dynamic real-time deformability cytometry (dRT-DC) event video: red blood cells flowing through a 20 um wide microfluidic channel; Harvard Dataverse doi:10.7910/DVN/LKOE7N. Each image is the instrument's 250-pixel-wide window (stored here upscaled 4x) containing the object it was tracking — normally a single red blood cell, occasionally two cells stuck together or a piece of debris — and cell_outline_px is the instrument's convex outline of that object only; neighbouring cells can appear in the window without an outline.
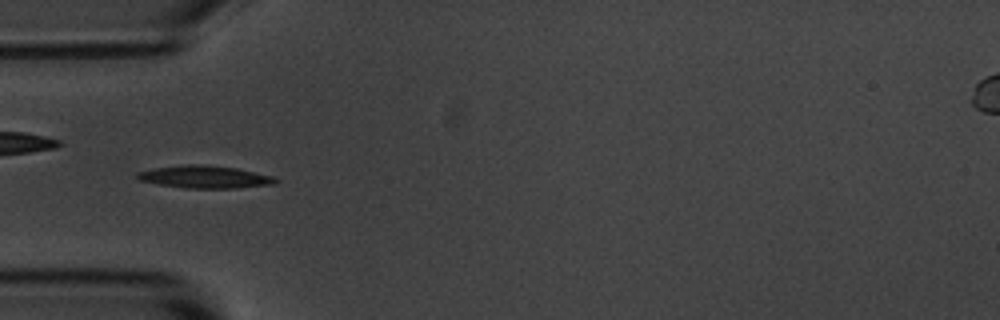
{"species": "common noctule bat (a hibernating species)", "species_latin": "Nyctalus noctula", "temperature_condition": "room temperature", "stored_images_in_passage": 4, "camera_frame_rate_fps": 3000, "um_per_image_px": 0.085, "animal": {"sex": "male", "body_mass_g": 20.1, "forearm_length_mm": 53.5}, "frame": {"image": 1, "passage_image": 4, "time_ms": 3.333, "image_size_px": [1000, 320], "cell_outline_px": [[280, 180], [276, 184], [236, 188], [184, 188], [156, 184], [140, 180], [136, 176], [136, 172], [152, 168], [180, 164], [204, 164], [236, 168], [272, 176]], "centroid_in_image_um": [17.38, 15.03], "position_along_channel_um": 67.6, "area_um2": 18.38}}